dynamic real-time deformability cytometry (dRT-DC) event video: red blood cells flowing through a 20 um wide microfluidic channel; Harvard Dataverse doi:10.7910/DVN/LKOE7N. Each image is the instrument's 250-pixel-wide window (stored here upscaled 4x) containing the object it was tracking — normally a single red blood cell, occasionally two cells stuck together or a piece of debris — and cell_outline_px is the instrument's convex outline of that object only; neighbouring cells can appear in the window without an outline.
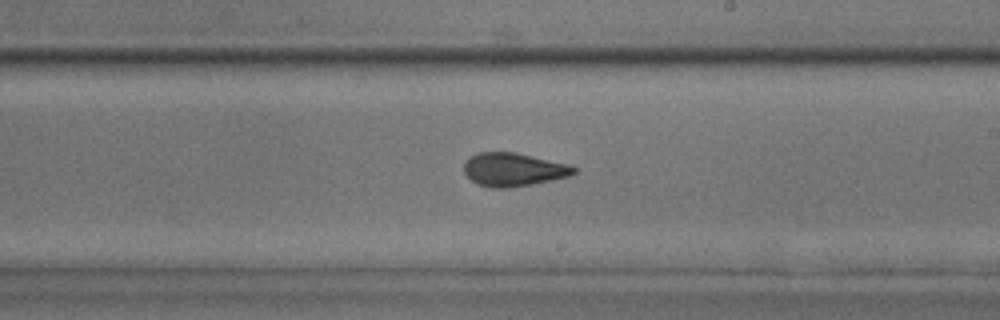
{"species": "common noctule bat (a hibernating species)", "species_latin": "Nyctalus noctula", "temperature_condition": "room temperature", "stored_images_in_passage": 38, "camera_frame_rate_fps": 3000, "um_per_image_px": 0.085, "animal": {"sex": "male", "body_mass_g": 17.9, "forearm_length_mm": 54.2}, "frame": {"image": 1, "passage_image": 16, "time_ms": 5.0, "image_size_px": [1000, 320], "cell_outline_px": [[576, 172], [568, 176], [552, 180], [532, 184], [508, 188], [488, 188], [476, 184], [464, 172], [464, 164], [476, 152], [516, 152], [568, 164], [576, 168]], "centroid_in_image_um": [43.63, 14.42], "position_along_channel_um": 245.4, "area_um2": 21.33}}